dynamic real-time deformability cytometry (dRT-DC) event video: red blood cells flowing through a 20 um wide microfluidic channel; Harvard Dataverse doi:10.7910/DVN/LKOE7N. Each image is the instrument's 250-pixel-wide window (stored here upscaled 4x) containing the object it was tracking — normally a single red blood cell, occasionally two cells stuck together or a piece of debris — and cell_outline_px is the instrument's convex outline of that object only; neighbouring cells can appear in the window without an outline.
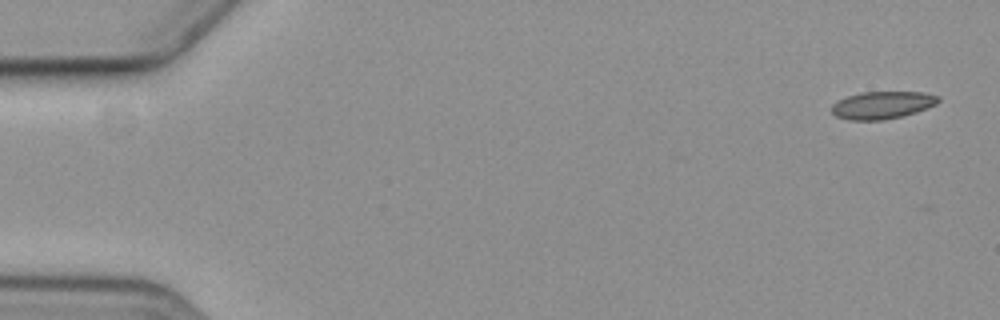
{"species": "common noctule bat (a hibernating species)", "species_latin": "Nyctalus noctula", "temperature_condition": "cold", "stored_images_in_passage": 3, "camera_frame_rate_fps": 3000, "um_per_image_px": 0.085, "animal": {"sex": "female", "body_mass_g": 19.3, "forearm_length_mm": 54.1}, "frame": {"image": 1, "passage_image": 1, "time_ms": 0.0, "image_size_px": [1000, 320], "cell_outline_px": [[940, 100], [936, 104], [916, 112], [900, 116], [880, 120], [852, 120], [836, 116], [832, 112], [832, 104], [836, 100], [860, 92], [924, 92], [940, 96]], "centroid_in_image_um": [74.99, 8.92], "position_along_channel_um": 10.0, "area_um2": 16.99}}